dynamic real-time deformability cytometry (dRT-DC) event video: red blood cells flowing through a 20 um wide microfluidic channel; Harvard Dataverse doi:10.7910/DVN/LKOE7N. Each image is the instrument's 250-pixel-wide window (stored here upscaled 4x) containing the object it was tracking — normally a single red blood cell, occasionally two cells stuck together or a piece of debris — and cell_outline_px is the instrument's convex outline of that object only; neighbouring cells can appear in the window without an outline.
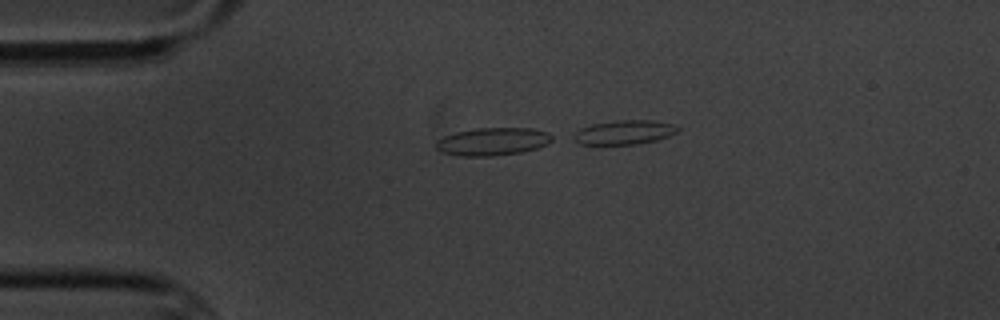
{"species": "common noctule bat (a hibernating species)", "species_latin": "Nyctalus noctula", "temperature_condition": "cold", "stored_images_in_passage": 7, "camera_frame_rate_fps": 3000, "um_per_image_px": 0.085, "animal": {"sex": "male", "body_mass_g": 20.1, "forearm_length_mm": 53.5}, "frame": {"image": 1, "passage_image": 3, "time_ms": 2.333, "image_size_px": [1000, 320], "cell_outline_px": [[556, 140], [548, 144], [536, 148], [520, 152], [492, 156], [456, 156], [440, 152], [436, 148], [436, 140], [444, 136], [456, 132], [476, 128], [532, 128], [548, 132], [556, 136]], "centroid_in_image_um": [41.91, 12.03], "position_along_channel_um": 43.1, "area_um2": 19.13}}
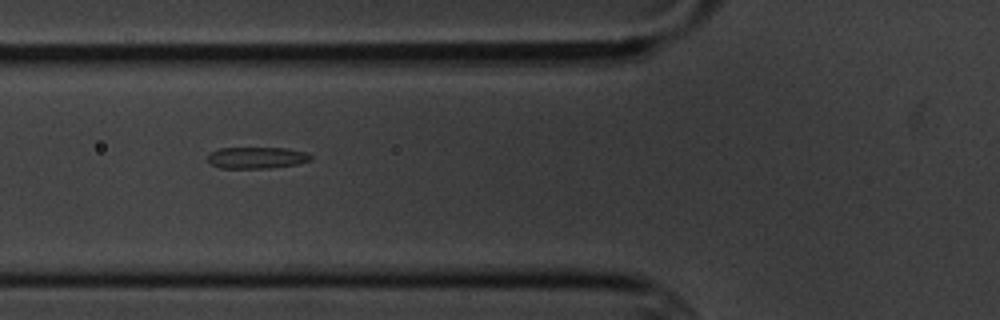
{"frame": {"image": 2, "passage_image": 6, "time_ms": 5.667, "image_size_px": [1000, 320], "cell_outline_px": [[312, 160], [296, 164], [268, 168], [220, 168], [212, 164], [208, 160], [208, 152], [220, 148], [288, 148], [308, 152], [312, 156]], "centroid_in_image_um": [21.84, 13.4], "position_along_channel_um": 104.0, "area_um2": 13.01}}
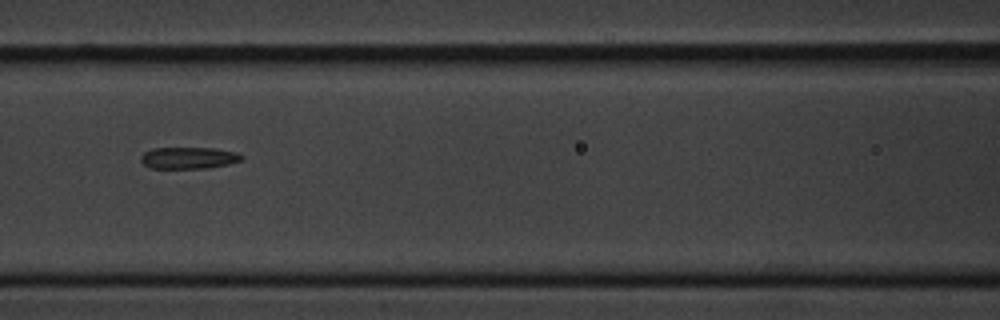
{"frame": {"image": 3, "passage_image": 7, "time_ms": 7.0, "image_size_px": [1000, 320], "cell_outline_px": [[244, 160], [228, 164], [208, 168], [148, 168], [140, 160], [140, 156], [144, 152], [152, 148], [212, 148], [236, 152], [244, 156]], "centroid_in_image_um": [16.03, 13.42], "position_along_channel_um": 150.6, "area_um2": 12.83}}